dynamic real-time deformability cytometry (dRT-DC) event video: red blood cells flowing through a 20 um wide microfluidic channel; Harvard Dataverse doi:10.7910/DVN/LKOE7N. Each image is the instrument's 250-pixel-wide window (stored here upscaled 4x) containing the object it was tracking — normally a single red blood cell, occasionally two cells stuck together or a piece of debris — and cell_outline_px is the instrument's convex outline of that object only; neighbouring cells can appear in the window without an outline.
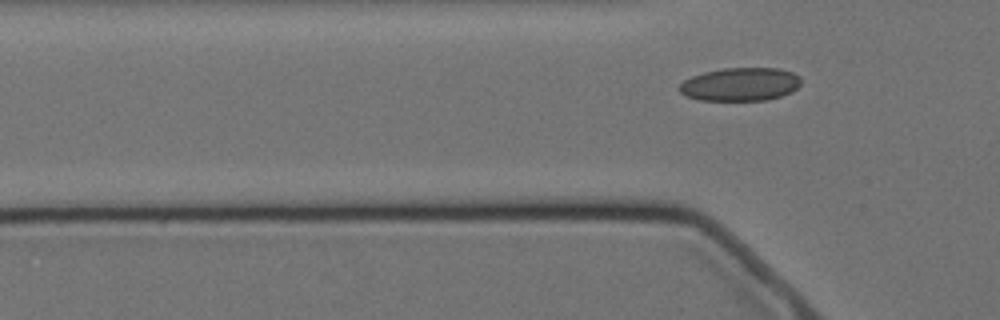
{"species": "Egyptian fruit bat (a non-hibernating species)", "species_latin": "Rousettus aegyptiacus", "temperature_condition": "cold", "stored_images_in_passage": 7, "segment_of_instrument_passage": [2, 2], "camera_frame_rate_fps": 3000, "um_per_image_px": 0.085, "animal": {"sex": "female"}, "frame": {"image": 1, "passage_image": 7, "time_ms": 7.0, "image_size_px": [1000, 320], "cell_outline_px": [[800, 84], [792, 92], [768, 100], [700, 100], [688, 96], [680, 92], [676, 88], [684, 80], [692, 76], [704, 72], [724, 68], [780, 68], [792, 72], [800, 76]], "centroid_in_image_um": [62.93, 7.16], "position_along_channel_um": 62.9, "area_um2": 23.64}}